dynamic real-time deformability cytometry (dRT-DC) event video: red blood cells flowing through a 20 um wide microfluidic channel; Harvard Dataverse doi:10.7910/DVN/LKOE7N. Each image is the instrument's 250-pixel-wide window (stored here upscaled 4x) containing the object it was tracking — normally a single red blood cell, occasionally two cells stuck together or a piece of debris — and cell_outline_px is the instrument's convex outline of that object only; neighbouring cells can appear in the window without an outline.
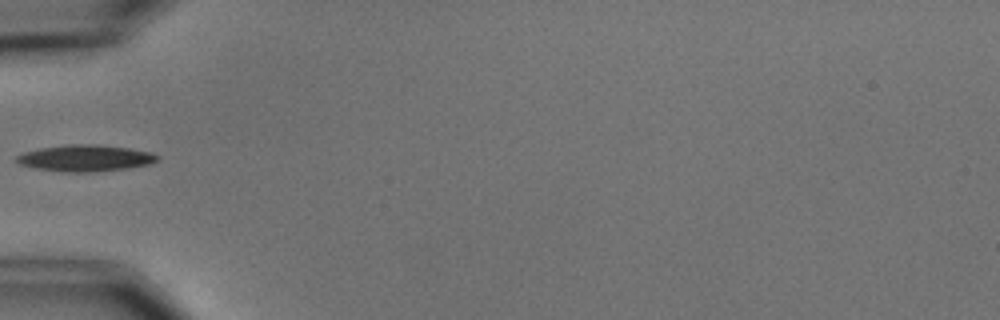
{"species": "common noctule bat (a hibernating species)", "species_latin": "Nyctalus noctula", "temperature_condition": "cold", "stored_images_in_passage": 6, "camera_frame_rate_fps": 3000, "um_per_image_px": 0.085, "animal": {"sex": "male", "body_mass_g": 15.6}, "frame": {"image": 1, "passage_image": 6, "time_ms": 5.667, "image_size_px": [1000, 320], "cell_outline_px": [[160, 156], [156, 160], [148, 164], [124, 168], [88, 172], [64, 172], [36, 168], [20, 164], [16, 160], [16, 156], [24, 152], [40, 148], [68, 144], [92, 144], [128, 148], [152, 152]], "centroid_in_image_um": [7.22, 13.43], "position_along_channel_um": 77.8, "area_um2": 21.39}}